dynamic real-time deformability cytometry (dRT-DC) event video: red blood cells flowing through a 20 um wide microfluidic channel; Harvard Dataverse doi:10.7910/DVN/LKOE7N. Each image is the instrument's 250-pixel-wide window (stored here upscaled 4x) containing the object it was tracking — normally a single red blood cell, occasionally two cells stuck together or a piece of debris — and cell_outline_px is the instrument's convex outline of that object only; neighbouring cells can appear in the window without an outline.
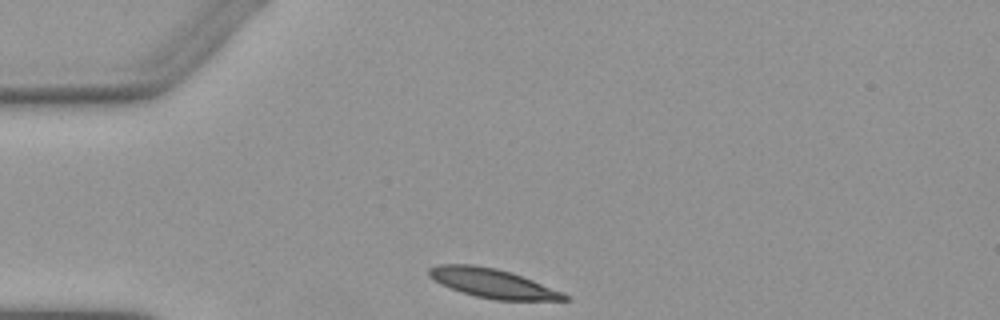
{"species": "Egyptian fruit bat (a non-hibernating species)", "species_latin": "Rousettus aegyptiacus", "temperature_condition": "warm", "stored_images_in_passage": 5, "camera_frame_rate_fps": 3000, "um_per_image_px": 0.085, "animal": {"sex": "female"}, "frame": {"image": 1, "passage_image": 1, "time_ms": 0.0, "image_size_px": [1000, 320], "cell_outline_px": [[568, 300], [496, 300], [476, 296], [452, 288], [428, 276], [428, 268], [440, 264], [472, 264], [496, 268], [512, 272], [532, 280], [560, 292], [568, 296]], "centroid_in_image_um": [41.85, 24.06], "position_along_channel_um": 43.2, "area_um2": 22.48}}
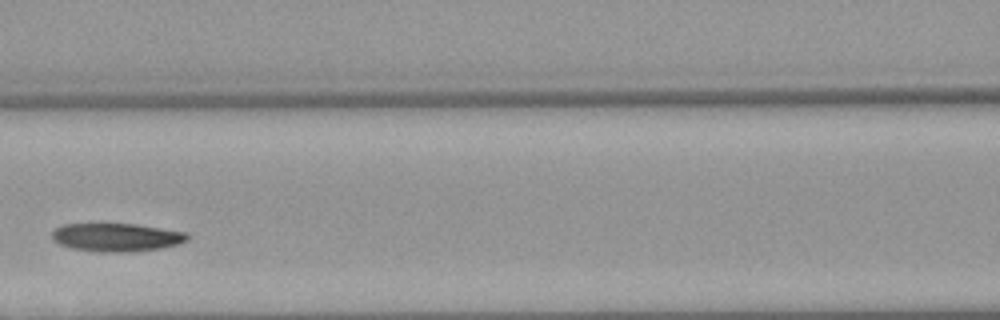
{"frame": {"image": 2, "passage_image": 4, "time_ms": 3.667, "image_size_px": [1000, 320], "cell_outline_px": [[188, 240], [176, 244], [160, 248], [132, 252], [100, 252], [72, 248], [60, 244], [52, 240], [52, 232], [56, 228], [64, 224], [136, 224], [188, 232]], "centroid_in_image_um": [9.91, 20.17], "position_along_channel_um": 156.7, "area_um2": 22.25}}
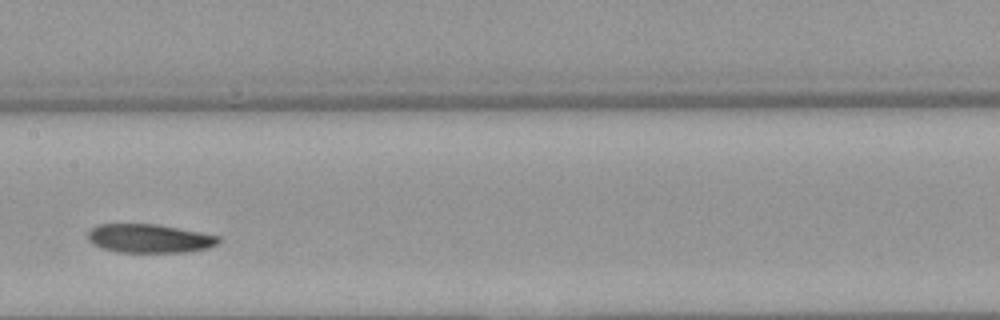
{"frame": {"image": 3, "passage_image": 5, "time_ms": 4.667, "image_size_px": [1000, 320], "cell_outline_px": [[220, 240], [216, 244], [208, 248], [184, 252], [116, 252], [104, 248], [88, 240], [88, 232], [92, 228], [100, 224], [156, 224], [200, 232], [220, 236]], "centroid_in_image_um": [12.71, 20.26], "position_along_channel_um": 194.7, "area_um2": 21.62}}